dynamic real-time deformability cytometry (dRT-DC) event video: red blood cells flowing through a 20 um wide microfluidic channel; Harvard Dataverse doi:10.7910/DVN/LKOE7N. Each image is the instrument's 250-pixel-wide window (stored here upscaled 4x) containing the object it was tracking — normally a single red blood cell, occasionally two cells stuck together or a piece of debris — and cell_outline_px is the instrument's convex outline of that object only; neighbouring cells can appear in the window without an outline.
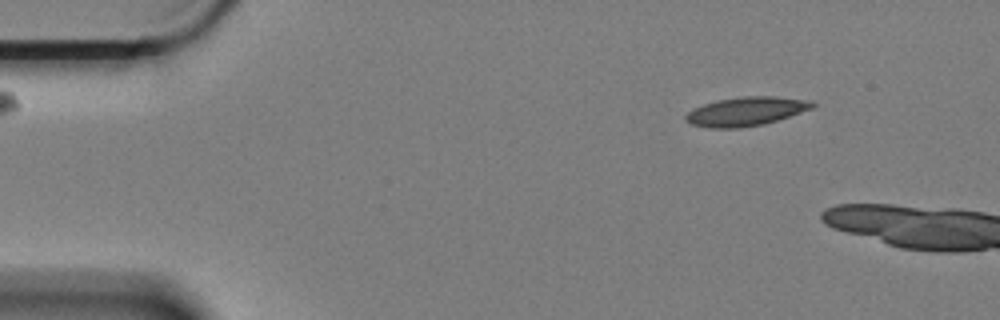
{"species": "Egyptian fruit bat (a non-hibernating species)", "species_latin": "Rousettus aegyptiacus", "temperature_condition": "cold", "stored_images_in_passage": 4, "camera_frame_rate_fps": 3000, "um_per_image_px": 0.085, "animal": {"sex": "female"}, "frame": {"image": 1, "passage_image": 1, "time_ms": 0.0, "image_size_px": [1000, 320], "cell_outline_px": [[816, 104], [812, 108], [764, 124], [740, 128], [712, 128], [692, 124], [684, 120], [684, 116], [692, 108], [716, 100], [744, 96], [776, 96], [808, 100]], "centroid_in_image_um": [63.37, 9.46], "position_along_channel_um": 21.6, "area_um2": 21.21}}